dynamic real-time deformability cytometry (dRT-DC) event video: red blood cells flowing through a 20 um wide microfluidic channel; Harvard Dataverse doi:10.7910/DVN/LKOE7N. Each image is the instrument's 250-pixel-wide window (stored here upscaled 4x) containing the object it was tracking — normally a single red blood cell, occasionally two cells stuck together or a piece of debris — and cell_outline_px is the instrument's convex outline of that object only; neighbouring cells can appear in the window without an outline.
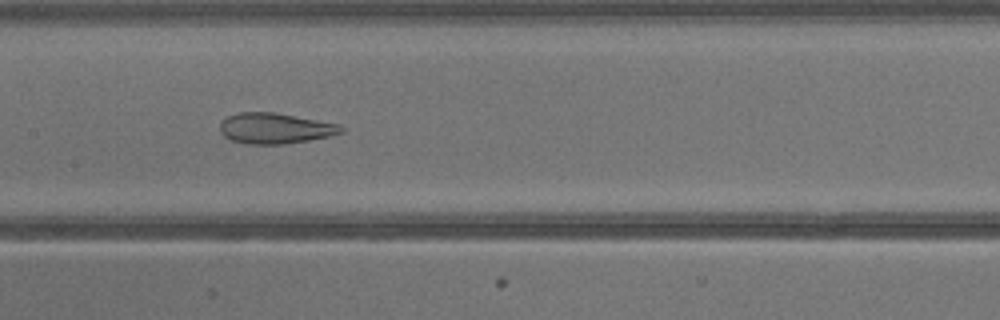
{"species": "common noctule bat (a hibernating species)", "species_latin": "Nyctalus noctula", "temperature_condition": "warm", "stored_images_in_passage": 29, "camera_frame_rate_fps": 3000, "um_per_image_px": 0.085, "animal": {"sex": "male", "body_mass_g": 13.3}, "frame": {"image": 1, "passage_image": 13, "time_ms": 4.0, "image_size_px": [1000, 320], "cell_outline_px": [[344, 132], [332, 136], [284, 144], [248, 144], [232, 140], [224, 136], [220, 132], [220, 124], [228, 116], [240, 112], [276, 112], [340, 124], [344, 128]], "centroid_in_image_um": [23.42, 10.9], "position_along_channel_um": 184.0, "area_um2": 21.73}}
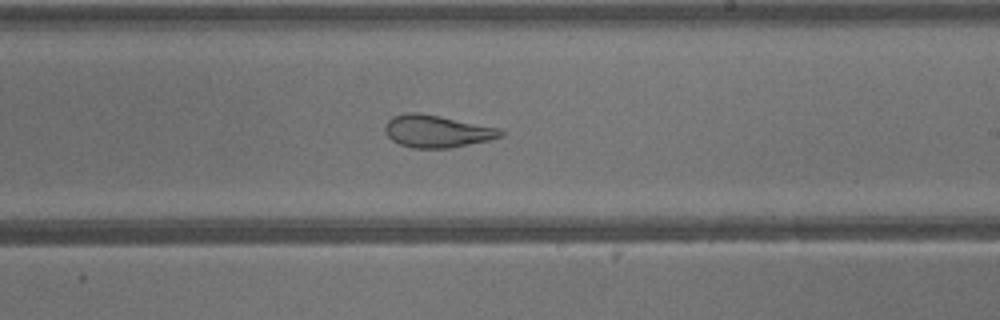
{"frame": {"image": 2, "passage_image": 17, "time_ms": 5.333, "image_size_px": [1000, 320], "cell_outline_px": [[504, 136], [488, 140], [448, 148], [412, 148], [400, 144], [392, 140], [384, 132], [384, 124], [392, 116], [404, 112], [420, 112], [500, 128], [504, 132]], "centroid_in_image_um": [37.1, 11.14], "position_along_channel_um": 251.9, "area_um2": 21.91}}
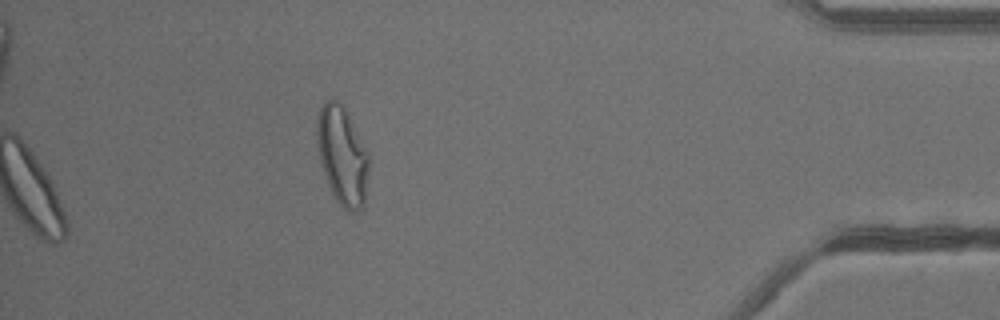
{"frame": {"image": 3, "passage_image": 29, "time_ms": 9.333, "image_size_px": [1000, 320], "cell_outline_px": [[368, 172], [364, 208], [356, 212], [348, 212], [336, 200], [328, 184], [320, 160], [316, 140], [316, 120], [320, 108], [324, 100], [336, 100], [344, 104], [368, 152]], "centroid_in_image_um": [29.09, 13.2], "position_along_channel_um": 406.1, "area_um2": 30.06}}